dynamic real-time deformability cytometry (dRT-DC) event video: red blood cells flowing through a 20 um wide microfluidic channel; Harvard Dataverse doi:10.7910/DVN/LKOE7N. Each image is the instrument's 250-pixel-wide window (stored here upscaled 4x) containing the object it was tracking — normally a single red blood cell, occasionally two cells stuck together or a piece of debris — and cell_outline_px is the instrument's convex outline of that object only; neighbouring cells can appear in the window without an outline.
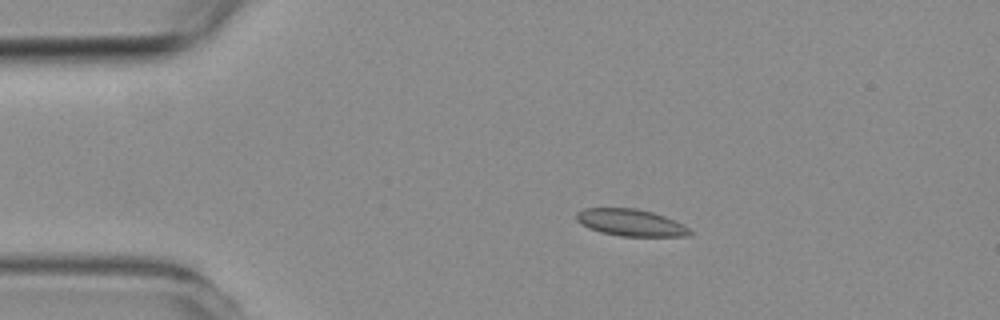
{"species": "common noctule bat (a hibernating species)", "species_latin": "Nyctalus noctula", "temperature_condition": "room temperature", "stored_images_in_passage": 5, "camera_frame_rate_fps": 3000, "um_per_image_px": 0.085, "animal": {"sex": "female", "body_mass_g": 19.3, "forearm_length_mm": 54.1}, "frame": {"image": 1, "passage_image": 2, "time_ms": 1.0, "image_size_px": [1000, 320], "cell_outline_px": [[692, 232], [688, 236], [620, 236], [600, 232], [588, 228], [580, 224], [576, 220], [576, 212], [584, 208], [636, 208], [652, 212], [664, 216], [684, 224]], "centroid_in_image_um": [53.58, 18.92], "position_along_channel_um": 31.4, "area_um2": 17.86}}
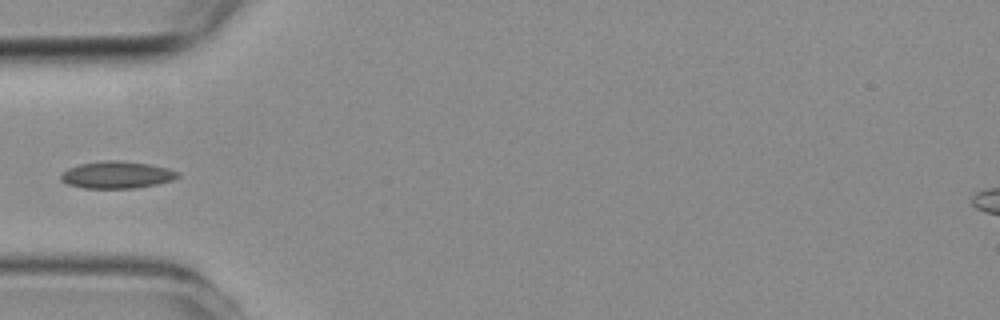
{"frame": {"image": 2, "passage_image": 4, "time_ms": 3.333, "image_size_px": [1000, 320], "cell_outline_px": [[180, 176], [172, 180], [156, 184], [136, 188], [84, 188], [68, 184], [60, 180], [60, 176], [68, 168], [80, 164], [108, 160], [120, 160], [148, 164], [168, 168], [180, 172]], "centroid_in_image_um": [9.95, 14.86], "position_along_channel_um": 75.1, "area_um2": 18.38}}
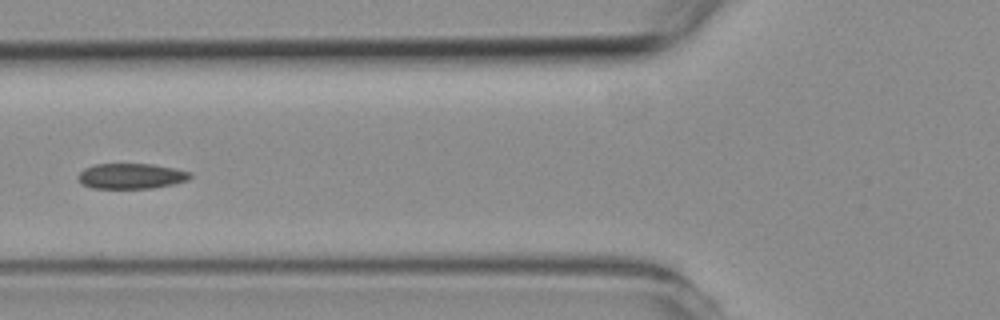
{"frame": {"image": 3, "passage_image": 5, "time_ms": 4.333, "image_size_px": [1000, 320], "cell_outline_px": [[192, 176], [188, 180], [172, 184], [152, 188], [92, 188], [80, 184], [76, 176], [84, 168], [96, 164], [152, 164], [176, 168], [192, 172]], "centroid_in_image_um": [11.14, 14.96], "position_along_channel_um": 114.7, "area_um2": 16.76}}